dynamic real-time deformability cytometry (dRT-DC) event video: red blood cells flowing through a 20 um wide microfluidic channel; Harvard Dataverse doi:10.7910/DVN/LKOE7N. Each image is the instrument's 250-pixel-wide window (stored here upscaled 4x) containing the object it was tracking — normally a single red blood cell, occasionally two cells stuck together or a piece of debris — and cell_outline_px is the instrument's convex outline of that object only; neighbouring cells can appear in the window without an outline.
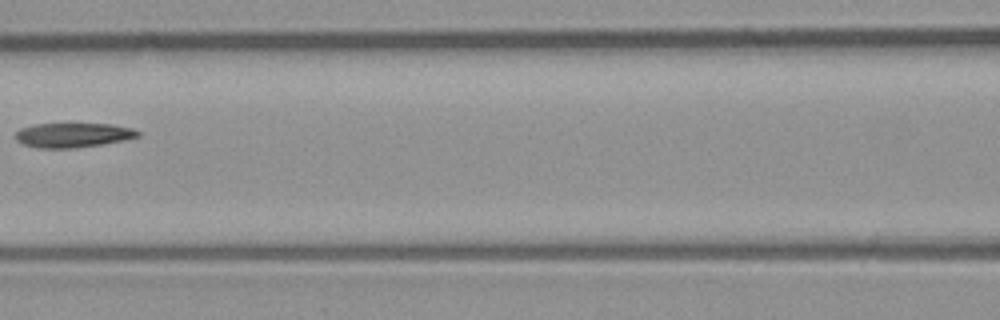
{"species": "common noctule bat (a hibernating species)", "species_latin": "Nyctalus noctula", "temperature_condition": "room temperature", "stored_images_in_passage": 7, "camera_frame_rate_fps": 3000, "um_per_image_px": 0.085, "animal": {"sex": "male", "body_mass_g": 23.1, "forearm_length_mm": 52.7}, "frame": {"image": 1, "passage_image": 7, "time_ms": 2.0, "image_size_px": [1000, 320], "cell_outline_px": [[140, 136], [124, 140], [100, 144], [68, 148], [36, 148], [24, 144], [16, 140], [16, 132], [20, 128], [36, 124], [112, 124], [132, 128], [140, 132]], "centroid_in_image_um": [6.2, 11.48], "position_along_channel_um": 160.4, "area_um2": 17.28}}